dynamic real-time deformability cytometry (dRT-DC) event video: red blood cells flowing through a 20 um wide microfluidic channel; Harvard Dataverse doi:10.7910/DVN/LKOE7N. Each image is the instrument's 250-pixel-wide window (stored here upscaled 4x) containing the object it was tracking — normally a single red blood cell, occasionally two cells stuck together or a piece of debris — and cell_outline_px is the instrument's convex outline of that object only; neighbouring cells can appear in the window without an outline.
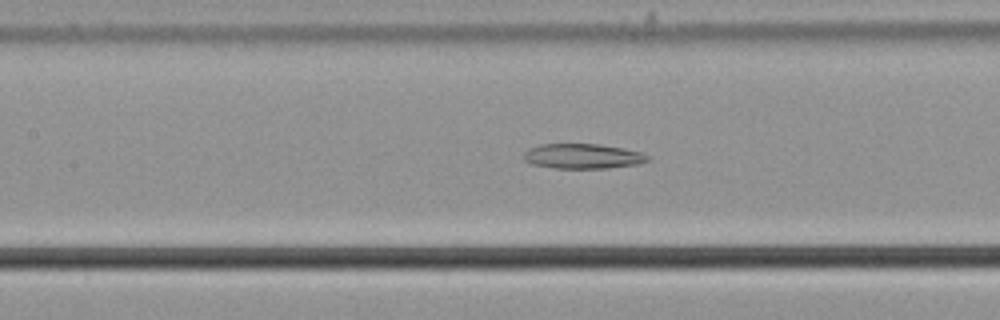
{"species": "common noctule bat (a hibernating species)", "species_latin": "Nyctalus noctula", "temperature_condition": "cold", "stored_images_in_passage": 30, "camera_frame_rate_fps": 3000, "um_per_image_px": 0.085, "animal": {"sex": "male", "body_mass_g": 21.5, "forearm_length_mm": 52.0}, "frame": {"image": 1, "passage_image": 11, "time_ms": 3.333, "image_size_px": [1000, 320], "cell_outline_px": [[652, 160], [640, 164], [608, 168], [552, 168], [532, 164], [524, 160], [524, 152], [528, 148], [540, 144], [600, 144], [624, 148], [640, 152], [648, 156]], "centroid_in_image_um": [49.55, 13.28], "position_along_channel_um": 157.9, "area_um2": 18.21}}
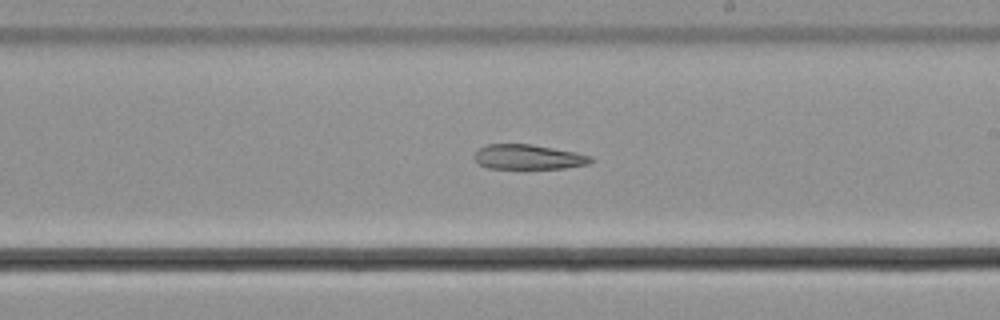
{"frame": {"image": 2, "passage_image": 18, "time_ms": 5.667, "image_size_px": [1000, 320], "cell_outline_px": [[596, 160], [588, 164], [564, 168], [488, 168], [480, 164], [476, 160], [476, 152], [480, 148], [488, 144], [532, 144], [576, 152], [592, 156]], "centroid_in_image_um": [44.98, 13.34], "position_along_channel_um": 244.0, "area_um2": 16.7}}
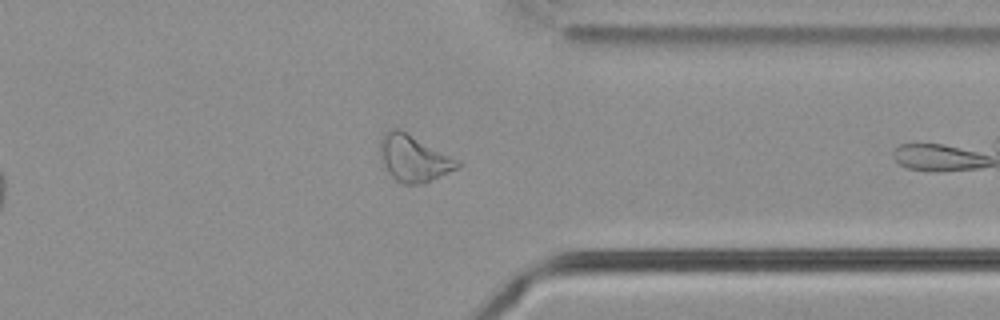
{"frame": {"image": 3, "passage_image": 29, "time_ms": 9.333, "image_size_px": [1000, 320], "cell_outline_px": [[460, 168], [424, 184], [404, 184], [396, 180], [388, 172], [380, 156], [380, 140], [384, 132], [388, 128], [396, 128], [460, 160]], "centroid_in_image_um": [35.18, 13.48], "position_along_channel_um": 376.2, "area_um2": 20.87}}